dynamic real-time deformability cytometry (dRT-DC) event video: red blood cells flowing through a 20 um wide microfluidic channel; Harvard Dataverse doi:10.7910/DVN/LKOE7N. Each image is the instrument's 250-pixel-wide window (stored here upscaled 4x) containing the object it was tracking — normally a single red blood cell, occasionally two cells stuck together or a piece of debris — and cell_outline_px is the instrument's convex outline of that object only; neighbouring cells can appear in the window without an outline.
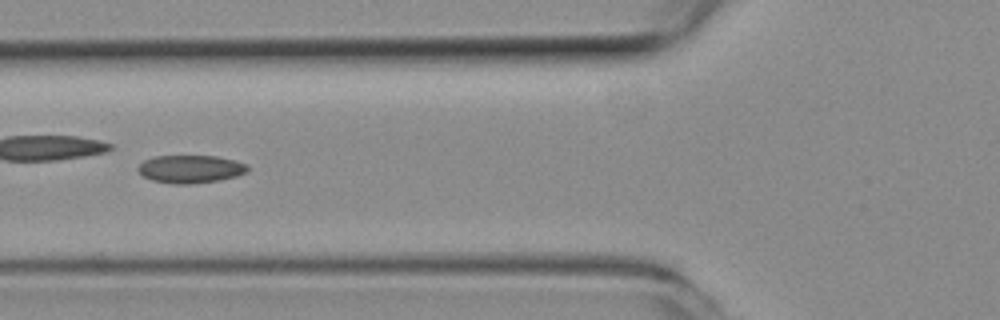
{"species": "common noctule bat (a hibernating species)", "species_latin": "Nyctalus noctula", "temperature_condition": "room temperature", "stored_images_in_passage": 35, "camera_frame_rate_fps": 3000, "um_per_image_px": 0.085, "animal": {"sex": "female", "body_mass_g": 19.3, "forearm_length_mm": 54.1}, "frame": {"image": 1, "passage_image": 6, "time_ms": 1.667, "image_size_px": [1000, 320], "cell_outline_px": [[248, 172], [236, 176], [220, 180], [192, 184], [172, 184], [152, 180], [144, 176], [136, 168], [144, 160], [156, 156], [216, 156], [236, 160], [248, 164]], "centroid_in_image_um": [16.22, 14.37], "position_along_channel_um": 109.6, "area_um2": 17.92}, "authors_computed_cell_mechanics": {"area_um2": 17.4556, "velocity_mm_per_s": 3.9501, "shape_relaxation_time_tau1_ms": 10.958, "shape_relaxation_time_tau2_ms": 2.8547, "deformation_change_tau1": 0.1496, "deformation_change_tau2": 0.075}}